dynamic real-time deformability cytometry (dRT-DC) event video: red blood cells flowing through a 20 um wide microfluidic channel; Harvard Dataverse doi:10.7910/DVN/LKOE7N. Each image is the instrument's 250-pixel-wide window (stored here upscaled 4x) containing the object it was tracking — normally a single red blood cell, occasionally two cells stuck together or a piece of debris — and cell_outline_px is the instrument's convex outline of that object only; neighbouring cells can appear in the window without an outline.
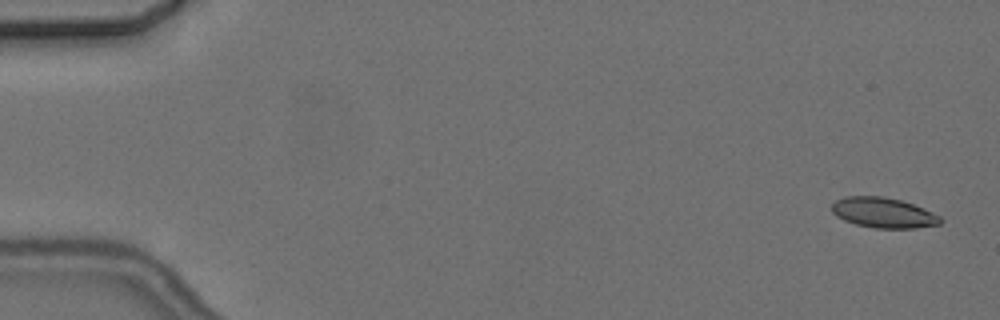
{"species": "common noctule bat (a hibernating species)", "species_latin": "Nyctalus noctula", "temperature_condition": "cold", "stored_images_in_passage": 5, "camera_frame_rate_fps": 3000, "um_per_image_px": 0.085, "animal": {"sex": "female", "body_mass_g": 24.6, "forearm_length_mm": 56.2}, "frame": {"image": 1, "passage_image": 1, "time_ms": 0.0, "image_size_px": [1000, 320], "cell_outline_px": [[944, 220], [940, 224], [916, 228], [876, 228], [856, 224], [844, 220], [836, 216], [832, 212], [832, 204], [836, 200], [844, 196], [884, 196], [900, 200], [924, 208], [940, 216]], "centroid_in_image_um": [75.09, 18.08], "position_along_channel_um": 9.9, "area_um2": 19.19}}
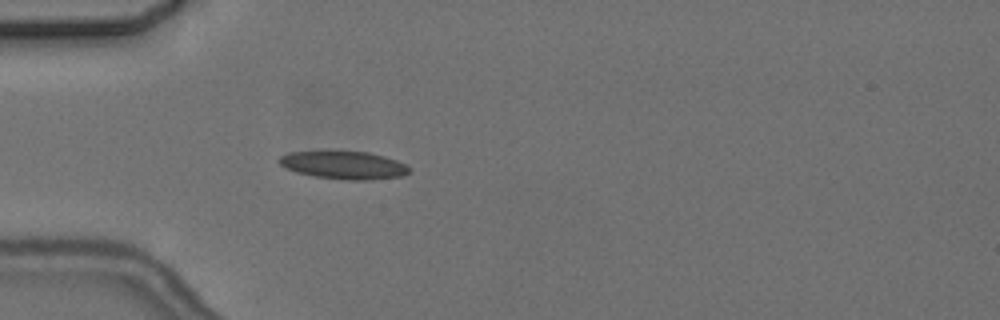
{"frame": {"image": 2, "passage_image": 5, "time_ms": 5.0, "image_size_px": [1000, 320], "cell_outline_px": [[412, 172], [404, 176], [372, 180], [348, 180], [316, 176], [296, 172], [280, 164], [280, 156], [288, 152], [368, 152], [384, 156], [396, 160], [412, 168]], "centroid_in_image_um": [29.32, 14.05], "position_along_channel_um": 55.7, "area_um2": 20.92}}